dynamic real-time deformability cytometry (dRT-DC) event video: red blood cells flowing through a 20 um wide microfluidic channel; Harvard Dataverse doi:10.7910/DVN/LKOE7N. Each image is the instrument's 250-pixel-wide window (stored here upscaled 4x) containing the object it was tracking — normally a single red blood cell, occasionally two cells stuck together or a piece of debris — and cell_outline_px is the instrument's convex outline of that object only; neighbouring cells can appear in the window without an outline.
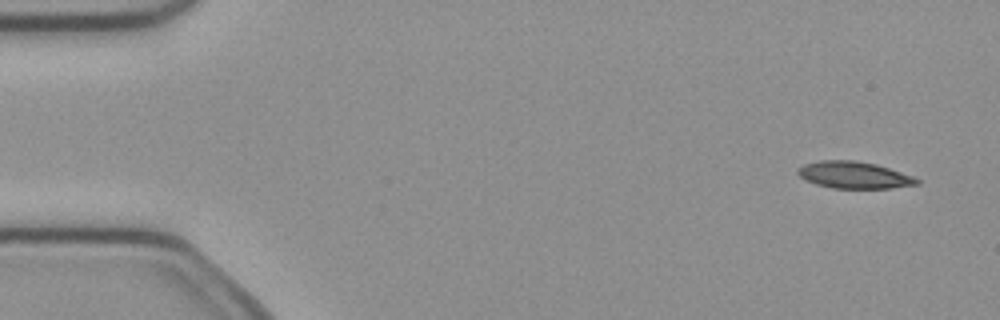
{"species": "common noctule bat (a hibernating species)", "species_latin": "Nyctalus noctula", "temperature_condition": "cold", "stored_images_in_passage": 4, "camera_frame_rate_fps": 3000, "um_per_image_px": 0.085, "animal": {"sex": "female", "body_mass_g": 21.9}, "frame": {"image": 1, "passage_image": 1, "time_ms": 0.0, "image_size_px": [1000, 320], "cell_outline_px": [[920, 184], [892, 188], [832, 188], [816, 184], [804, 180], [796, 172], [804, 164], [820, 160], [852, 160], [876, 164], [912, 176], [920, 180]], "centroid_in_image_um": [72.58, 14.88], "position_along_channel_um": 12.4, "area_um2": 18.55}}
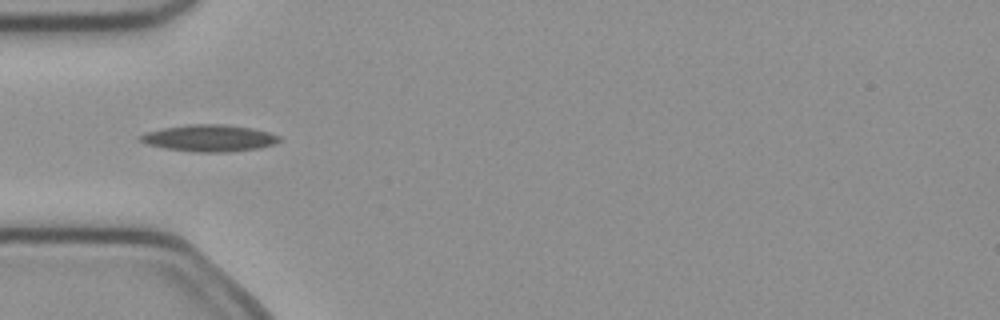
{"frame": {"image": 2, "passage_image": 4, "time_ms": 1.0, "image_size_px": [1000, 320], "cell_outline_px": [[280, 140], [272, 144], [256, 148], [228, 152], [200, 152], [164, 148], [148, 144], [140, 140], [140, 136], [148, 132], [164, 128], [188, 124], [224, 124], [252, 128], [268, 132], [280, 136]], "centroid_in_image_um": [17.8, 11.73], "position_along_channel_um": 67.2, "area_um2": 21.27}}